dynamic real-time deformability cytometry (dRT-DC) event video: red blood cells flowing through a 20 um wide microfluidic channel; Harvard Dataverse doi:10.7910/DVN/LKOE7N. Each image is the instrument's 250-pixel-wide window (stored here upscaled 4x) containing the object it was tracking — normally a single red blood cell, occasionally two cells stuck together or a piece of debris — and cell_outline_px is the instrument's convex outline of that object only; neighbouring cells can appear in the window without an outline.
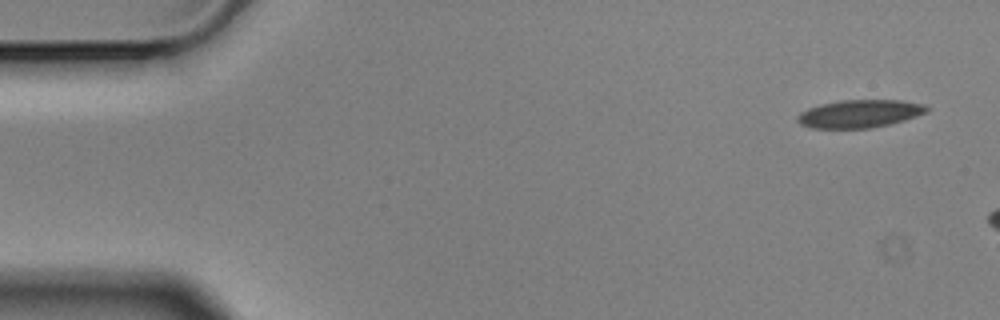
{"species": "Egyptian fruit bat (a non-hibernating species)", "species_latin": "Rousettus aegyptiacus", "temperature_condition": "cold", "stored_images_in_passage": 6, "segment_of_instrument_passage": [2, 2], "camera_frame_rate_fps": 3000, "um_per_image_px": 0.085, "animal": {"sex": "male"}, "frame": {"image": 1, "passage_image": 6, "time_ms": 1.667, "image_size_px": [1000, 320], "cell_outline_px": [[932, 108], [928, 112], [904, 120], [872, 128], [812, 128], [800, 124], [796, 120], [796, 116], [800, 112], [808, 108], [820, 104], [840, 100], [900, 100], [924, 104]], "centroid_in_image_um": [73.07, 9.66], "position_along_channel_um": 11.9, "area_um2": 21.15}}